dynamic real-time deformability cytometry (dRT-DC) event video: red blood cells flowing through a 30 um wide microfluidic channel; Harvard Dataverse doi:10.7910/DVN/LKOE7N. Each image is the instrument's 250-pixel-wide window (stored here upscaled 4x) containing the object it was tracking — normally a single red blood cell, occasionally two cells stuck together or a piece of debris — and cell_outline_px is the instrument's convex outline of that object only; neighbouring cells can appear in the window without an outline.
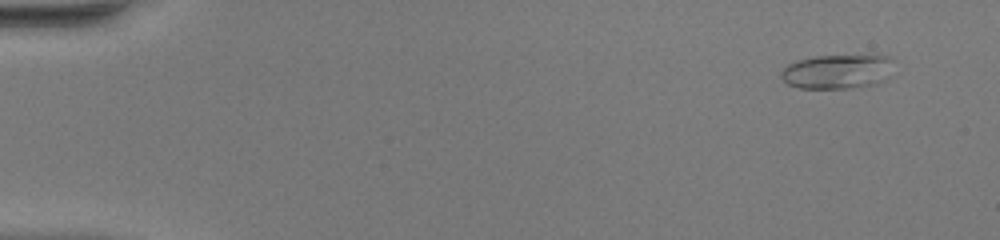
{"species": "common noctule bat (a hibernating species)", "species_latin": "Nyctalus noctula", "temperature_condition": "warm", "stored_images_in_passage": 48, "camera_frame_rate_fps": 3000, "um_per_image_px": 0.085, "animal": {"sex": "female", "body_mass_g": 20.0, "forearm_length_mm": 54.0}, "frame": {"image": 1, "passage_image": 1, "time_ms": 0.0, "image_size_px": [1000, 240], "cell_outline_px": [[892, 60], [888, 76], [884, 80], [876, 84], [848, 88], [800, 88], [788, 84], [780, 76], [780, 72], [788, 64], [796, 60], [812, 56], [876, 52], [888, 56]], "centroid_in_image_um": [71.2, 6.02], "position_along_channel_um": 13.8, "area_um2": 23.41}}
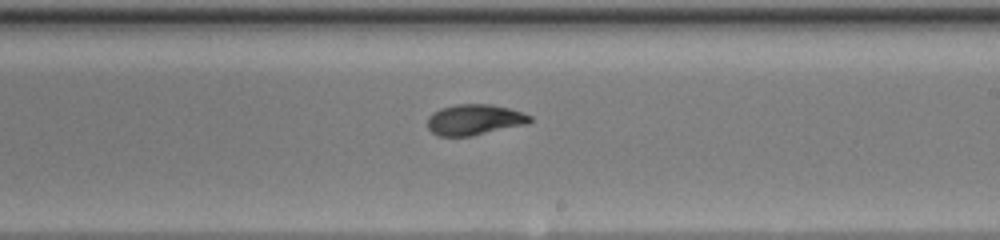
{"frame": {"image": 2, "passage_image": 28, "time_ms": 9.0, "image_size_px": [1000, 240], "cell_outline_px": [[532, 120], [528, 124], [472, 136], [440, 136], [432, 132], [428, 128], [428, 116], [432, 112], [440, 108], [456, 104], [488, 104], [508, 108], [532, 116]], "centroid_in_image_um": [40.32, 10.18], "position_along_channel_um": 248.7, "area_um2": 18.38}}
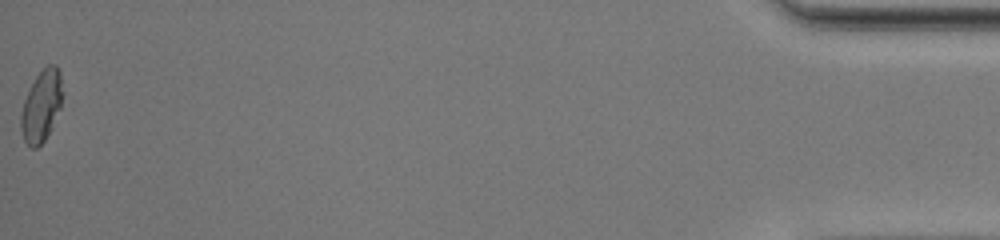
{"frame": {"image": 3, "passage_image": 48, "time_ms": 15.667, "image_size_px": [1000, 240], "cell_outline_px": [[64, 92], [60, 108], [44, 140], [36, 148], [32, 148], [24, 140], [20, 128], [20, 116], [24, 100], [36, 76], [48, 64], [56, 64], [60, 72]], "centroid_in_image_um": [3.53, 8.97], "position_along_channel_um": 431.7, "area_um2": 17.17}, "authors_computed_cell_mechanics": {"area_um2": 18.5827, "velocity_mm_per_s": 4.1315, "shape_relaxation_time_tau1_ms": 5.9319, "shape_relaxation_time_tau2_ms": 1.4185, "deformation_change_tau1": 0.2174, "deformation_change_tau2": 0.0663}}